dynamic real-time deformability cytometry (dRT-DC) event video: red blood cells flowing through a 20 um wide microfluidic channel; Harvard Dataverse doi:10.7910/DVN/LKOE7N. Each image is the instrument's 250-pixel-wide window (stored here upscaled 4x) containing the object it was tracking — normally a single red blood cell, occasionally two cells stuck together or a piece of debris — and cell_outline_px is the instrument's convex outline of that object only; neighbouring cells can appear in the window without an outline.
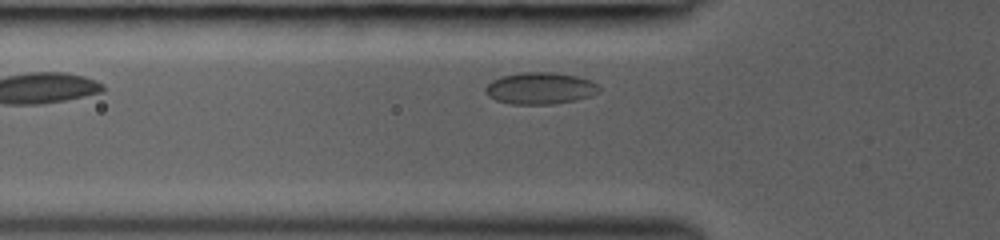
{"species": "common noctule bat (a hibernating species)", "species_latin": "Nyctalus noctula", "temperature_condition": "room temperature", "stored_images_in_passage": 21, "camera_frame_rate_fps": 3000, "um_per_image_px": 0.085, "animal": {"sex": "female", "body_mass_g": 19.0, "forearm_length_mm": 53.3}, "frame": {"image": 1, "passage_image": 2, "time_ms": 0.333, "image_size_px": [1000, 240], "cell_outline_px": [[600, 92], [576, 100], [552, 104], [508, 104], [496, 100], [488, 96], [484, 92], [484, 88], [492, 80], [500, 76], [520, 72], [556, 72], [576, 76], [600, 84]], "centroid_in_image_um": [45.89, 7.5], "position_along_channel_um": 79.9, "area_um2": 21.27}}
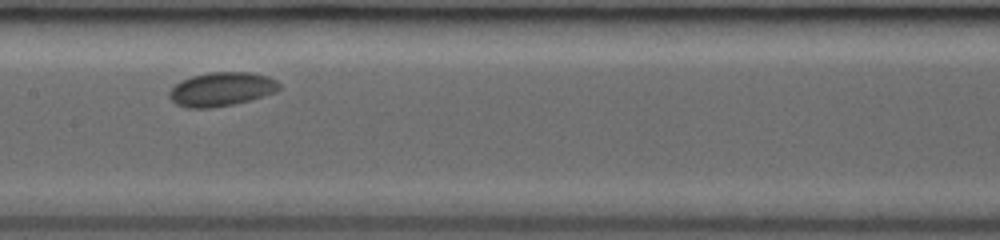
{"frame": {"image": 2, "passage_image": 10, "time_ms": 3.0, "image_size_px": [1000, 240], "cell_outline_px": [[280, 88], [276, 92], [248, 100], [232, 104], [212, 108], [188, 108], [176, 104], [168, 96], [168, 92], [180, 80], [192, 76], [208, 72], [252, 72], [268, 76], [276, 80], [280, 84]], "centroid_in_image_um": [18.81, 7.57], "position_along_channel_um": 188.6, "area_um2": 21.73}}
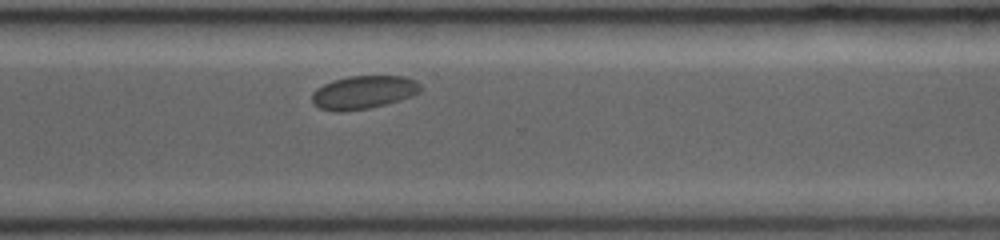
{"frame": {"image": 3, "passage_image": 21, "time_ms": 6.667, "image_size_px": [1000, 240], "cell_outline_px": [[420, 92], [400, 100], [368, 108], [340, 112], [336, 112], [320, 108], [312, 104], [312, 92], [316, 88], [332, 80], [348, 76], [404, 76], [416, 80], [420, 84]], "centroid_in_image_um": [30.86, 7.84], "position_along_channel_um": 339.7, "area_um2": 21.04}}